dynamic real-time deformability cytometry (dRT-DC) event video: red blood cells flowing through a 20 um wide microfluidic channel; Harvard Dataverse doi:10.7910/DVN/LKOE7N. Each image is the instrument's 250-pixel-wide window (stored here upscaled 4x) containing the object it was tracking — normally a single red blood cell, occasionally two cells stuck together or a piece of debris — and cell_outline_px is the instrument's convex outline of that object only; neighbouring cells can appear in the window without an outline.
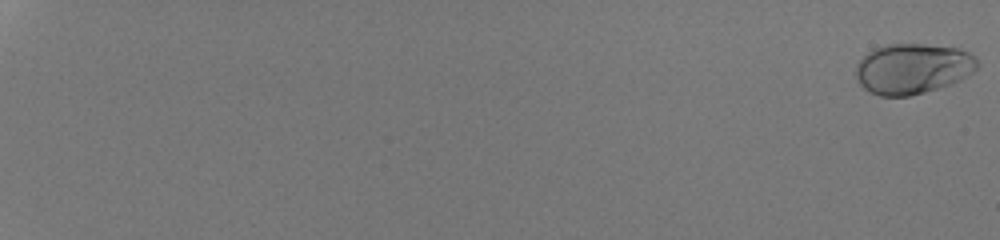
{"species": "human", "species_latin": "Homo sapiens", "temperature_condition": "room temperature", "stored_images_in_passage": 55, "camera_frame_rate_fps": 3000, "um_per_image_px": 0.085, "donor": {"sex": "male"}, "frame": {"image": 1, "passage_image": 1, "time_ms": 0.0, "image_size_px": [1000, 240], "cell_outline_px": [[980, 64], [972, 72], [960, 80], [924, 92], [908, 96], [880, 96], [864, 88], [860, 84], [856, 76], [856, 64], [872, 48], [884, 44], [920, 44], [956, 48], [968, 52], [976, 56]], "centroid_in_image_um": [77.56, 5.82], "position_along_channel_um": 7.4, "area_um2": 35.55}}
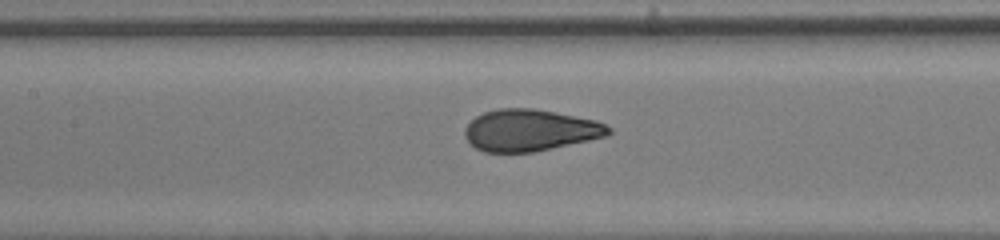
{"frame": {"image": 2, "passage_image": 32, "time_ms": 10.333, "image_size_px": [1000, 240], "cell_outline_px": [[612, 132], [608, 136], [532, 152], [484, 152], [476, 148], [464, 136], [464, 128], [476, 116], [484, 112], [500, 108], [532, 108], [596, 120], [612, 128]], "centroid_in_image_um": [45.05, 11.07], "position_along_channel_um": 162.3, "area_um2": 34.74}}
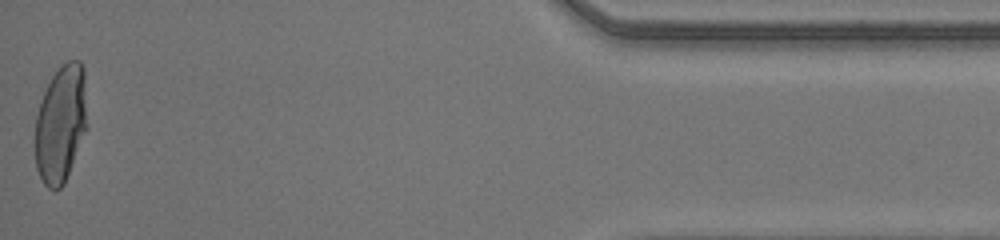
{"frame": {"image": 3, "passage_image": 55, "time_ms": 18.0, "image_size_px": [1000, 240], "cell_outline_px": [[88, 128], [64, 184], [56, 192], [48, 188], [44, 184], [36, 168], [36, 116], [40, 100], [52, 76], [60, 64], [68, 60], [80, 60], [84, 68], [88, 124]], "centroid_in_image_um": [5.2, 10.51], "position_along_channel_um": 430.0, "area_um2": 36.24}, "authors_computed_cell_mechanics": {"area_um2": 35.3158, "velocity_mm_per_s": 4.2522, "shape_relaxation_time_tau1_ms": 3.4911, "shape_relaxation_time_tau2_ms": null, "deformation_change_tau1": 0.1938, "deformation_change_tau2": null}}